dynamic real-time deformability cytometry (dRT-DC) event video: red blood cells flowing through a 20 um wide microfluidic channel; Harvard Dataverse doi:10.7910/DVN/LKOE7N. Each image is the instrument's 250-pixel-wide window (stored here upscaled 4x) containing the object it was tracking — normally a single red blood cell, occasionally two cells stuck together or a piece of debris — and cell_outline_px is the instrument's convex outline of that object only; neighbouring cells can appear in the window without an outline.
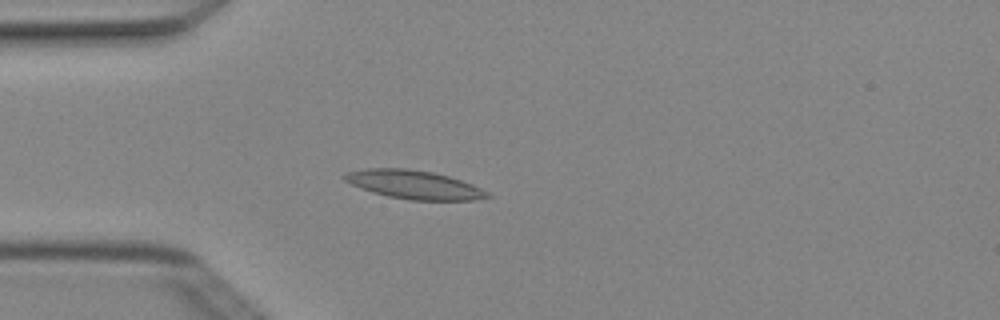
{"species": "Egyptian fruit bat (a non-hibernating species)", "species_latin": "Rousettus aegyptiacus", "temperature_condition": "cold", "stored_images_in_passage": 3, "camera_frame_rate_fps": 3000, "um_per_image_px": 0.085, "animal": {"sex": "female"}, "frame": {"image": 1, "passage_image": 3, "time_ms": 0.667, "image_size_px": [1000, 320], "cell_outline_px": [[492, 196], [472, 200], [408, 200], [388, 196], [372, 192], [360, 188], [344, 180], [344, 176], [348, 172], [368, 168], [408, 168], [432, 172], [448, 176], [472, 184], [488, 192]], "centroid_in_image_um": [35.19, 15.69], "position_along_channel_um": 49.8, "area_um2": 23.58}}